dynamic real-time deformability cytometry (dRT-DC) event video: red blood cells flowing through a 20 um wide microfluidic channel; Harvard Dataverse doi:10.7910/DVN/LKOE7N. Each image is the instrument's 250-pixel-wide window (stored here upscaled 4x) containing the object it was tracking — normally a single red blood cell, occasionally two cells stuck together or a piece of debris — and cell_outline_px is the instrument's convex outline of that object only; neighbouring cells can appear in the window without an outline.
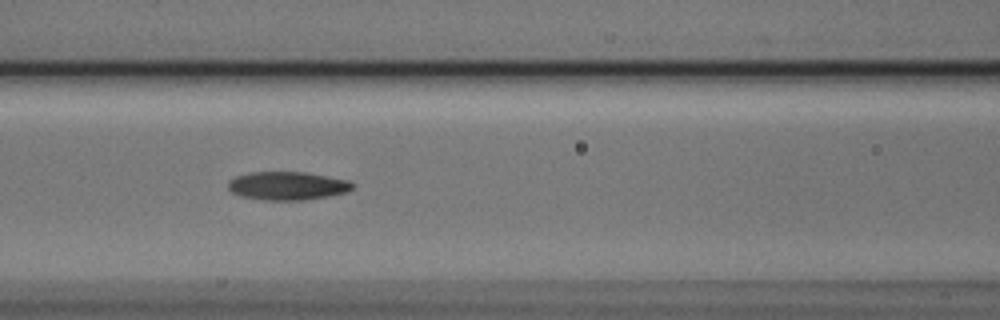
{"species": "Egyptian fruit bat (a non-hibernating species)", "species_latin": "Rousettus aegyptiacus", "temperature_condition": "cold", "stored_images_in_passage": 10, "camera_frame_rate_fps": 3000, "um_per_image_px": 0.085, "animal": {"sex": "male"}, "frame": {"image": 1, "passage_image": 6, "time_ms": 1.667, "image_size_px": [1000, 320], "cell_outline_px": [[356, 184], [348, 192], [328, 196], [304, 200], [264, 200], [240, 196], [232, 192], [228, 188], [228, 180], [236, 176], [248, 172], [304, 172], [328, 176], [348, 180]], "centroid_in_image_um": [24.43, 15.79], "position_along_channel_um": 142.2, "area_um2": 20.69}}
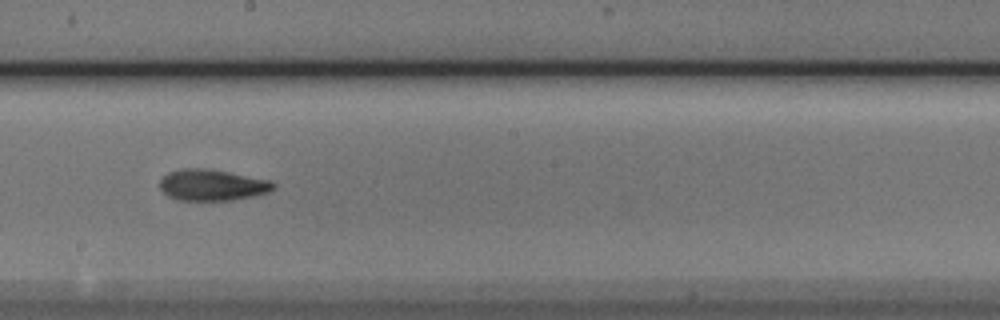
{"frame": {"image": 2, "passage_image": 8, "time_ms": 2.333, "image_size_px": [1000, 320], "cell_outline_px": [[276, 184], [268, 192], [252, 196], [232, 200], [176, 200], [168, 196], [160, 188], [160, 180], [168, 172], [180, 168], [204, 168], [228, 172], [272, 180]], "centroid_in_image_um": [18.01, 15.72], "position_along_channel_um": 230.2, "area_um2": 20.63}}
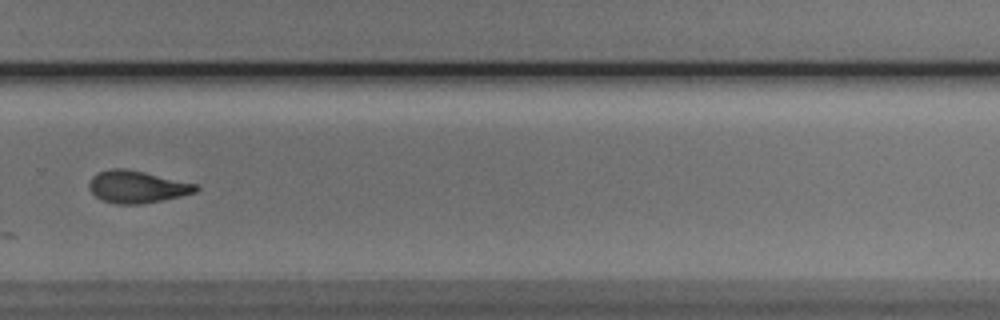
{"frame": {"image": 3, "passage_image": 10, "time_ms": 3.0, "image_size_px": [1000, 320], "cell_outline_px": [[200, 188], [196, 192], [180, 196], [140, 204], [116, 204], [104, 200], [96, 196], [88, 188], [88, 184], [92, 176], [100, 172], [112, 168], [124, 168], [144, 172], [196, 184]], "centroid_in_image_um": [11.63, 15.87], "position_along_channel_um": 318.2, "area_um2": 19.77}}